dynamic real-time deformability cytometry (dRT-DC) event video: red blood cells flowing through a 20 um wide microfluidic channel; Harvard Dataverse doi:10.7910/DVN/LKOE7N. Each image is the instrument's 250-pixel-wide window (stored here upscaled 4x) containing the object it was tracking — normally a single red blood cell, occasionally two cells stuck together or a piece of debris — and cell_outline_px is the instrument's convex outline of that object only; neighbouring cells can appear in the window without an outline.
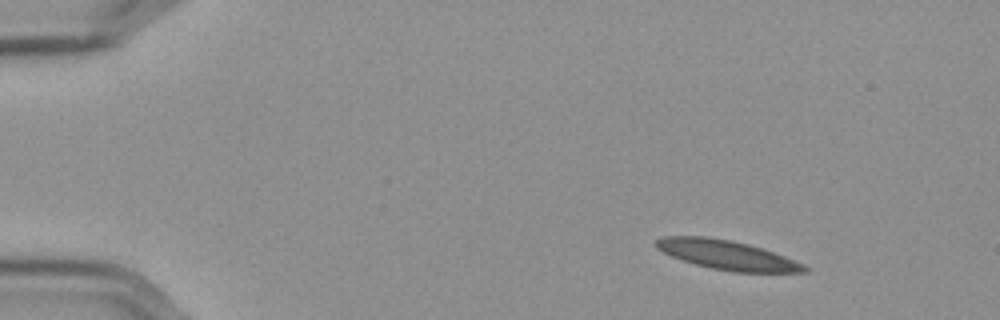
{"species": "Egyptian fruit bat (a non-hibernating species)", "species_latin": "Rousettus aegyptiacus", "temperature_condition": "cold", "stored_images_in_passage": 51, "camera_frame_rate_fps": 3000, "um_per_image_px": 0.085, "frame": {"image": 1, "passage_image": 1, "time_ms": 0.0, "image_size_px": [1000, 320], "cell_outline_px": [[808, 272], [732, 272], [712, 268], [696, 264], [672, 256], [656, 248], [656, 240], [664, 236], [704, 236], [728, 240], [748, 244], [784, 256], [804, 264], [808, 268]], "centroid_in_image_um": [61.8, 21.67], "position_along_channel_um": 23.2, "area_um2": 24.85}}
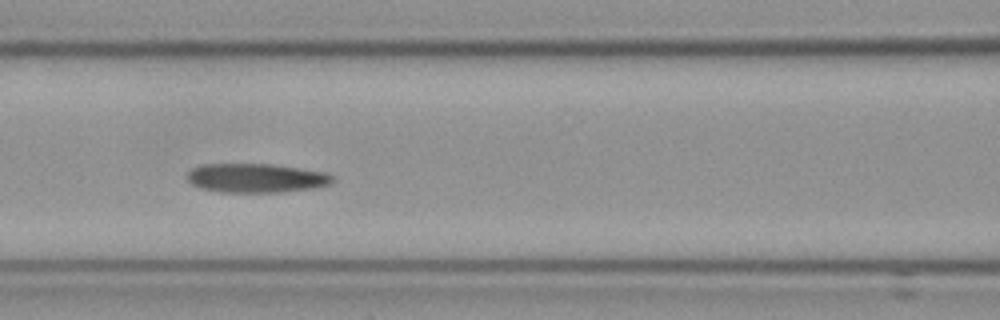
{"frame": {"image": 2, "passage_image": 19, "time_ms": 6.0, "image_size_px": [1000, 320], "cell_outline_px": [[332, 180], [328, 184], [312, 188], [280, 192], [220, 192], [200, 188], [192, 184], [188, 180], [188, 172], [192, 168], [204, 164], [272, 164], [324, 172], [332, 176]], "centroid_in_image_um": [21.72, 15.13], "position_along_channel_um": 144.9, "area_um2": 24.33}}
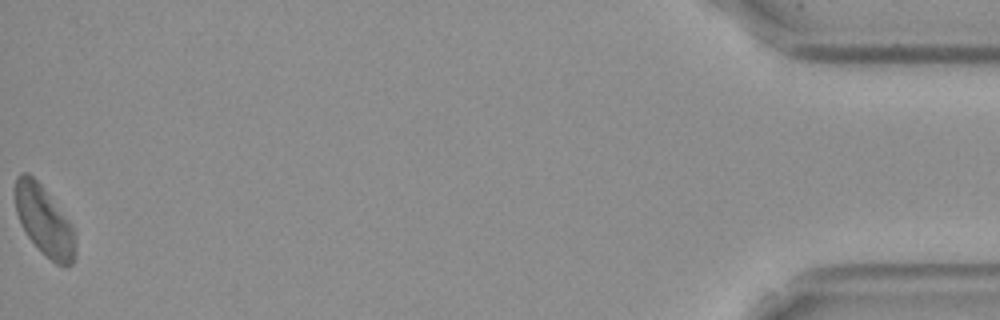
{"frame": {"image": 3, "passage_image": 51, "time_ms": 16.667, "image_size_px": [1000, 320], "cell_outline_px": [[76, 256], [72, 264], [64, 268], [56, 264], [28, 236], [20, 224], [16, 212], [16, 176], [20, 172], [28, 172], [40, 184], [68, 220], [72, 228], [76, 248]], "centroid_in_image_um": [3.76, 18.78], "position_along_channel_um": 431.4, "area_um2": 23.81}, "authors_computed_cell_mechanics": {"area_um2": 24.5072, "velocity_mm_per_s": 3.5489, "shape_relaxation_time_tau1_ms": null, "shape_relaxation_time_tau2_ms": 5.3102, "deformation_change_tau1": null, "deformation_change_tau2": 0.1062}}